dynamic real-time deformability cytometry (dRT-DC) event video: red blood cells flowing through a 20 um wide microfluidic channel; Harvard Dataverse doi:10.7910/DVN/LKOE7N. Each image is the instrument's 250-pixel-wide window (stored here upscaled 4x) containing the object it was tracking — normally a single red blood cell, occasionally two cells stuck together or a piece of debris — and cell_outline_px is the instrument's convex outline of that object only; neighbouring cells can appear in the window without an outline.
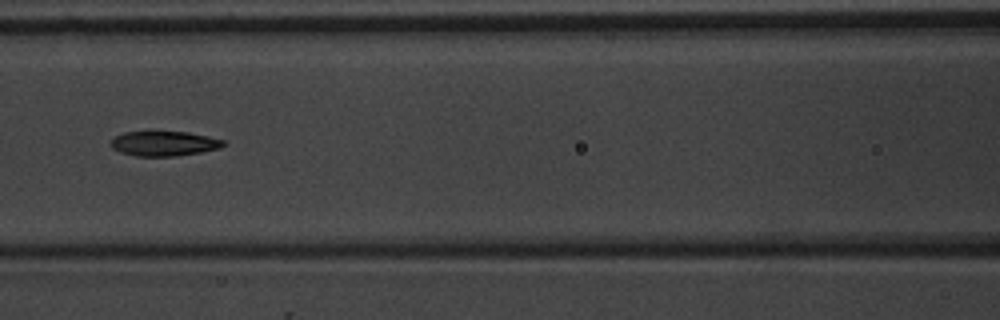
{"species": "common noctule bat (a hibernating species)", "species_latin": "Nyctalus noctula", "temperature_condition": "warm", "stored_images_in_passage": 6, "camera_frame_rate_fps": 3000, "um_per_image_px": 0.085, "animal": {"sex": "male", "body_mass_g": 20.1, "forearm_length_mm": 53.5}, "frame": {"image": 1, "passage_image": 6, "time_ms": 5.667, "image_size_px": [1000, 320], "cell_outline_px": [[228, 144], [220, 148], [200, 152], [176, 156], [136, 156], [120, 152], [112, 148], [108, 144], [116, 136], [124, 132], [148, 128], [188, 132], [208, 136], [224, 140]], "centroid_in_image_um": [13.91, 12.14], "position_along_channel_um": 152.7, "area_um2": 17.22}}